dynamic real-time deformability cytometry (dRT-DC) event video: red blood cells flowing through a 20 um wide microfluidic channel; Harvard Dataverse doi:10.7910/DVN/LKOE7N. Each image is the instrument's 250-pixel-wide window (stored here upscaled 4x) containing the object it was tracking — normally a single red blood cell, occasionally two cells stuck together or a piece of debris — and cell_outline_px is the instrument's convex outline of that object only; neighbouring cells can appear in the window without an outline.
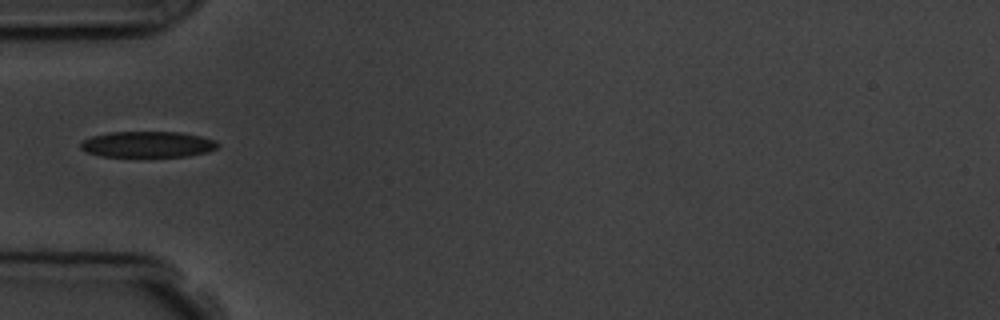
{"species": "common noctule bat (a hibernating species)", "species_latin": "Nyctalus noctula", "temperature_condition": "room temperature", "stored_images_in_passage": 4, "camera_frame_rate_fps": 3000, "um_per_image_px": 0.085, "animal": {"sex": "male", "body_mass_g": 19.5, "forearm_length_mm": 54.6}, "frame": {"image": 1, "passage_image": 3, "time_ms": 3.333, "image_size_px": [1000, 320], "cell_outline_px": [[220, 144], [216, 148], [208, 152], [188, 156], [100, 156], [88, 152], [80, 148], [80, 144], [84, 140], [92, 136], [108, 132], [180, 132], [200, 136], [216, 140]], "centroid_in_image_um": [12.57, 12.26], "position_along_channel_um": 72.4, "area_um2": 20.69}}